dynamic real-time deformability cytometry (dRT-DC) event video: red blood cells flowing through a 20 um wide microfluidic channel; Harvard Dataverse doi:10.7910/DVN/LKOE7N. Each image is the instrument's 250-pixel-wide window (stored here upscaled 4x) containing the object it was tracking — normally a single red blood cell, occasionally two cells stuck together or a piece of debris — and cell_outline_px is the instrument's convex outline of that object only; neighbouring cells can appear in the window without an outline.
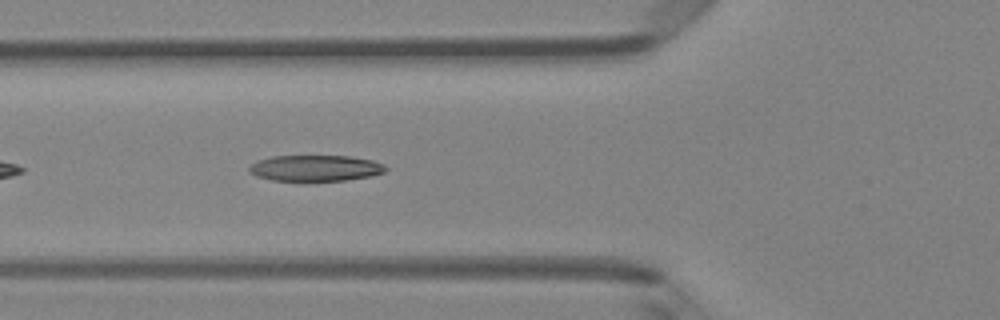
{"species": "Egyptian fruit bat (a non-hibernating species)", "species_latin": "Rousettus aegyptiacus", "temperature_condition": "room temperature", "stored_images_in_passage": 32, "camera_frame_rate_fps": 3000, "um_per_image_px": 0.085, "animal": {"sex": "female"}, "frame": {"image": 1, "passage_image": 6, "time_ms": 1.667, "image_size_px": [1000, 320], "cell_outline_px": [[388, 168], [384, 172], [372, 176], [344, 180], [272, 180], [256, 176], [248, 172], [248, 168], [256, 160], [272, 156], [352, 156], [372, 160], [384, 164]], "centroid_in_image_um": [26.81, 14.28], "position_along_channel_um": 99.0, "area_um2": 20.69}}
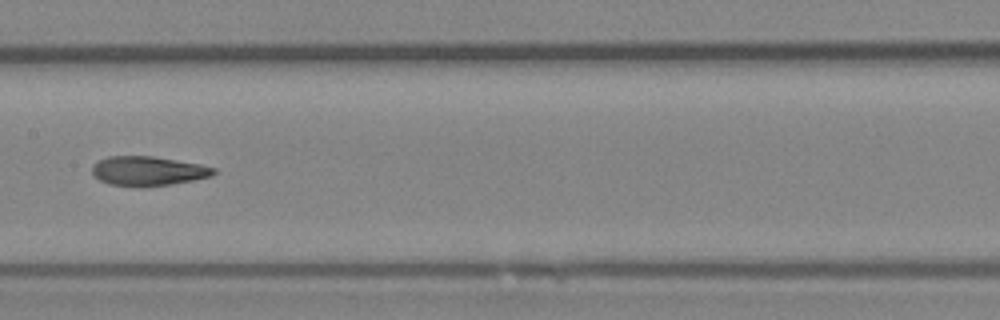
{"frame": {"image": 2, "passage_image": 13, "time_ms": 4.0, "image_size_px": [1000, 320], "cell_outline_px": [[216, 172], [212, 176], [192, 180], [168, 184], [140, 188], [108, 184], [92, 176], [92, 164], [108, 156], [152, 156], [200, 164], [216, 168]], "centroid_in_image_um": [12.54, 14.54], "position_along_channel_um": 194.9, "area_um2": 20.98}}
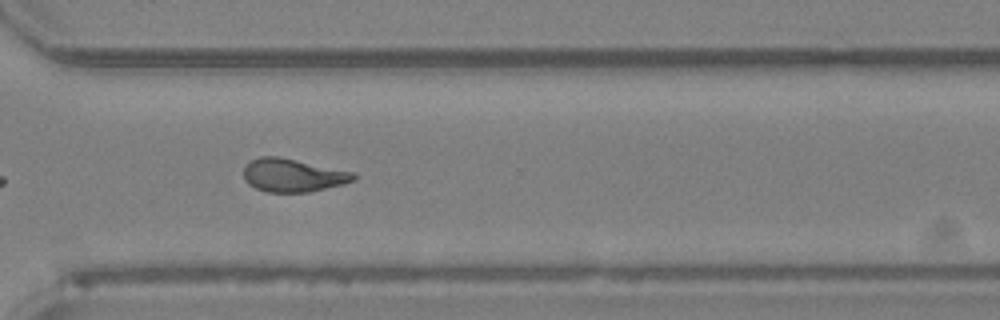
{"frame": {"image": 3, "passage_image": 24, "time_ms": 7.667, "image_size_px": [1000, 320], "cell_outline_px": [[356, 180], [344, 184], [308, 192], [264, 192], [248, 184], [244, 180], [244, 168], [252, 160], [260, 156], [280, 156], [352, 172], [356, 176]], "centroid_in_image_um": [24.88, 14.9], "position_along_channel_um": 345.7, "area_um2": 21.21}, "authors_computed_cell_mechanics": {"area_um2": 20.9814, "velocity_mm_per_s": 4.1096, "shape_relaxation_time_tau1_ms": 6.4712, "shape_relaxation_time_tau2_ms": 1.8451, "deformation_change_tau1": 0.2187, "deformation_change_tau2": 0.108}}